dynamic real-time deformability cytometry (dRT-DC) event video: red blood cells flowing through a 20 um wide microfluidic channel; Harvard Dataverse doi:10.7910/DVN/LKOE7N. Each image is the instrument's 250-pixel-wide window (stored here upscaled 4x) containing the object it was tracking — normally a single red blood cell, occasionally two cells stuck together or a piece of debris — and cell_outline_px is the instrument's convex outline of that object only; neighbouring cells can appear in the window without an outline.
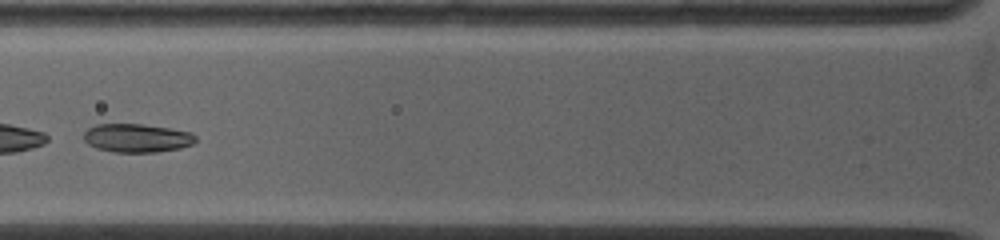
{"species": "common noctule bat (a hibernating species)", "species_latin": "Nyctalus noctula", "temperature_condition": "warm", "stored_images_in_passage": 17, "camera_frame_rate_fps": 5000, "um_per_image_px": 0.085, "animal": {"sex": "female", "body_mass_g": 19.0, "forearm_length_mm": 53.3}, "frame": {"image": 1, "passage_image": 3, "time_ms": 1.0, "image_size_px": [1000, 240], "cell_outline_px": [[196, 140], [192, 144], [180, 148], [156, 152], [112, 152], [96, 148], [88, 144], [84, 140], [84, 132], [88, 128], [96, 124], [140, 124], [168, 128], [192, 132], [196, 136]], "centroid_in_image_um": [11.62, 11.73], "position_along_channel_um": 114.2, "area_um2": 18.61}}